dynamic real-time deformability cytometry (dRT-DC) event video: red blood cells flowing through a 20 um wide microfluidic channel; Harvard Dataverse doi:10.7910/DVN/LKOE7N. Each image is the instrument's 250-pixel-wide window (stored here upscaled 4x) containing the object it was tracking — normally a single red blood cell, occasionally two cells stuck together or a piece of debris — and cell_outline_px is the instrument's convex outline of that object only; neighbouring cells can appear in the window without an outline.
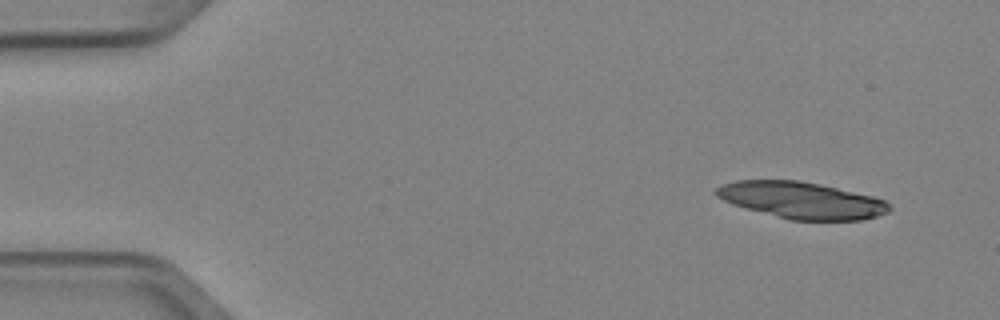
{"species": "Egyptian fruit bat (a non-hibernating species)", "species_latin": "Rousettus aegyptiacus", "temperature_condition": "cold", "stored_images_in_passage": 4, "camera_frame_rate_fps": 3000, "um_per_image_px": 0.085, "animal": {"sex": "female"}, "frame": {"image": 1, "passage_image": 1, "time_ms": 0.0, "image_size_px": [1000, 320], "cell_outline_px": [[892, 208], [888, 212], [876, 216], [860, 220], [788, 220], [732, 204], [716, 196], [712, 192], [720, 184], [736, 180], [800, 180], [820, 184], [872, 196], [884, 200]], "centroid_in_image_um": [68.08, 17.01], "position_along_channel_um": 16.9, "area_um2": 36.99}}